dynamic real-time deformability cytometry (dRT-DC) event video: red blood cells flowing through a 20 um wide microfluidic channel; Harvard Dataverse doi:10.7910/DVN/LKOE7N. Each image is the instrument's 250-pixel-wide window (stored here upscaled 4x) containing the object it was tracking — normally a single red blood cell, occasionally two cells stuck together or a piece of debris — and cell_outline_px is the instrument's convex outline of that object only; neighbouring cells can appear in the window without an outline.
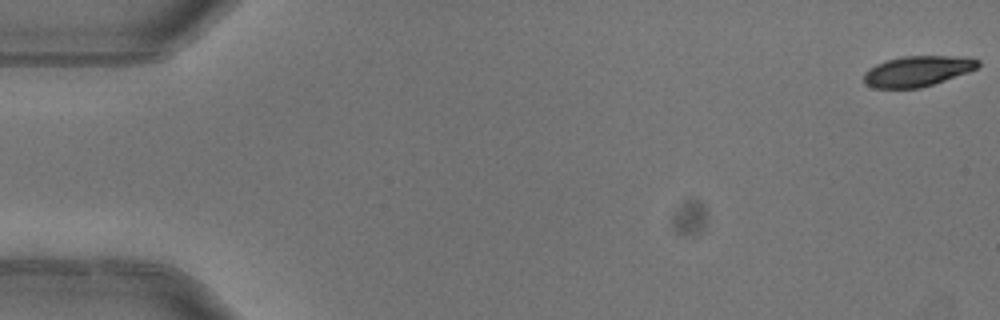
{"species": "common noctule bat (a hibernating species)", "species_latin": "Nyctalus noctula", "temperature_condition": "warm", "stored_images_in_passage": 5, "camera_frame_rate_fps": 3000, "um_per_image_px": 0.085, "animal": {"sex": "female"}, "frame": {"image": 1, "passage_image": 1, "time_ms": 0.0, "image_size_px": [1000, 320], "cell_outline_px": [[980, 64], [976, 68], [968, 72], [920, 88], [872, 88], [864, 84], [864, 72], [868, 68], [876, 64], [900, 56], [968, 56], [980, 60]], "centroid_in_image_um": [77.97, 6.04], "position_along_channel_um": 7.0, "area_um2": 20.4}}